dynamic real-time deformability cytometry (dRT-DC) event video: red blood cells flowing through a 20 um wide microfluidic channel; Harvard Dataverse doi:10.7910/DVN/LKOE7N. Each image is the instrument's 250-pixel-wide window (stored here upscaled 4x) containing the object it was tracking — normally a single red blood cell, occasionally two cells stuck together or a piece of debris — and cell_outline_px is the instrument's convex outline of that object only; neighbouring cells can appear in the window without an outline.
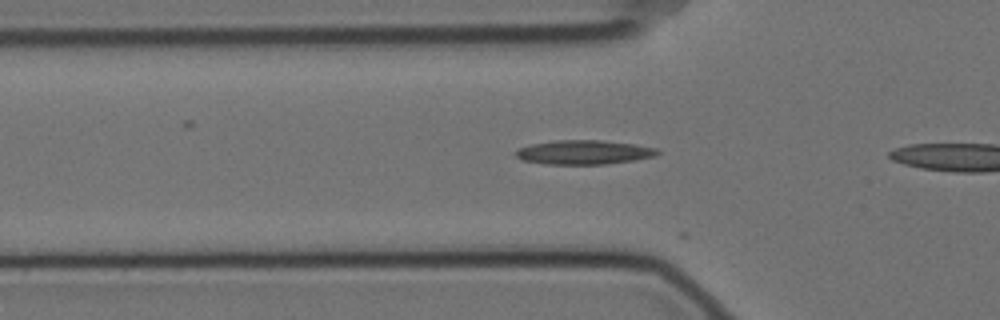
{"species": "Egyptian fruit bat (a non-hibernating species)", "species_latin": "Rousettus aegyptiacus", "temperature_condition": "cold", "stored_images_in_passage": 8, "camera_frame_rate_fps": 3000, "um_per_image_px": 0.085, "animal": {"sex": "female"}, "frame": {"image": 1, "passage_image": 6, "time_ms": 1.667, "image_size_px": [1000, 320], "cell_outline_px": [[660, 152], [656, 156], [636, 160], [604, 164], [544, 164], [520, 160], [516, 156], [516, 152], [520, 148], [532, 144], [556, 140], [600, 140], [632, 144], [656, 148]], "centroid_in_image_um": [49.63, 12.95], "position_along_channel_um": 76.2, "area_um2": 19.88}}